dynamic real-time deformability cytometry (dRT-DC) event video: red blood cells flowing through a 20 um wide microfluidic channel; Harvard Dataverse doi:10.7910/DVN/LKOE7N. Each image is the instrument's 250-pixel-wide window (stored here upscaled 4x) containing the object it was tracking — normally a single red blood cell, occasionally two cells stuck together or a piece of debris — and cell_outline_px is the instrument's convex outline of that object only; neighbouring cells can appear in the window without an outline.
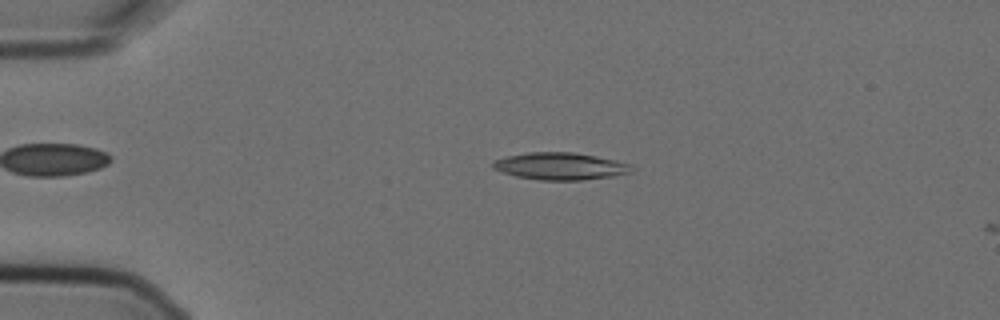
{"species": "Egyptian fruit bat (a non-hibernating species)", "species_latin": "Rousettus aegyptiacus", "temperature_condition": "cold", "stored_images_in_passage": 2, "camera_frame_rate_fps": 3000, "um_per_image_px": 0.085, "animal": {"sex": "female"}, "frame": {"image": 1, "passage_image": 2, "time_ms": 0.333, "image_size_px": [1000, 320], "cell_outline_px": [[636, 168], [632, 172], [612, 176], [580, 180], [540, 180], [516, 176], [492, 168], [492, 164], [496, 160], [508, 156], [528, 152], [572, 152], [596, 156], [616, 160], [632, 164]], "centroid_in_image_um": [47.68, 14.12], "position_along_channel_um": 37.3, "area_um2": 21.91}}